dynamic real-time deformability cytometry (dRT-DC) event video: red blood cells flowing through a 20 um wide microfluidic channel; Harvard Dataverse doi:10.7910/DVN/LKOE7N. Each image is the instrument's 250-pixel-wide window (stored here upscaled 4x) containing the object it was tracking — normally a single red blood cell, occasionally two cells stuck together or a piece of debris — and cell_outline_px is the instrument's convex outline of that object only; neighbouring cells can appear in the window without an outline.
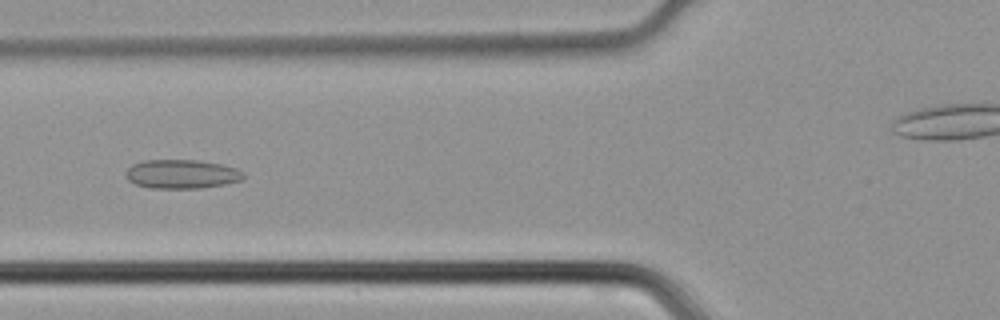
{"species": "common noctule bat (a hibernating species)", "species_latin": "Nyctalus noctula", "temperature_condition": "cold", "stored_images_in_passage": 37, "camera_frame_rate_fps": 3000, "um_per_image_px": 0.085, "animal": {"sex": "male", "body_mass_g": 21.5, "forearm_length_mm": 52.0}, "frame": {"image": 1, "passage_image": 8, "time_ms": 2.333, "image_size_px": [1000, 320], "cell_outline_px": [[244, 180], [224, 184], [200, 188], [152, 188], [136, 184], [128, 180], [124, 176], [128, 168], [132, 164], [144, 160], [196, 160], [220, 164], [236, 168], [244, 172]], "centroid_in_image_um": [15.44, 14.79], "position_along_channel_um": 110.4, "area_um2": 19.88}}
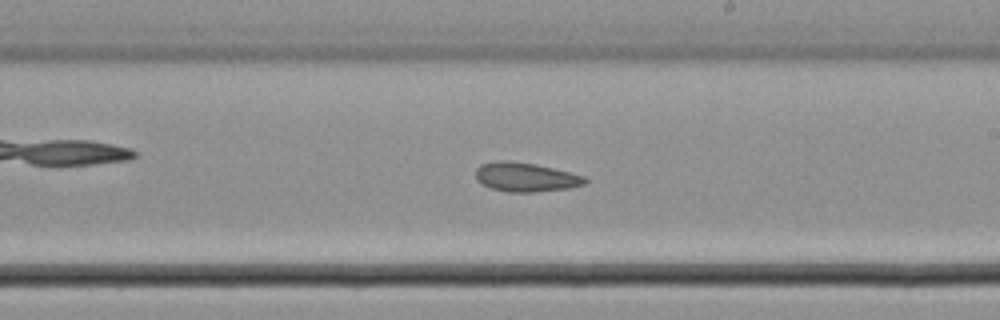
{"frame": {"image": 2, "passage_image": 17, "time_ms": 5.333, "image_size_px": [1000, 320], "cell_outline_px": [[588, 180], [584, 184], [572, 188], [532, 192], [508, 192], [492, 188], [480, 184], [476, 180], [476, 168], [480, 164], [496, 160], [508, 160], [536, 164], [584, 176]], "centroid_in_image_um": [44.64, 15.05], "position_along_channel_um": 244.4, "area_um2": 18.67}}
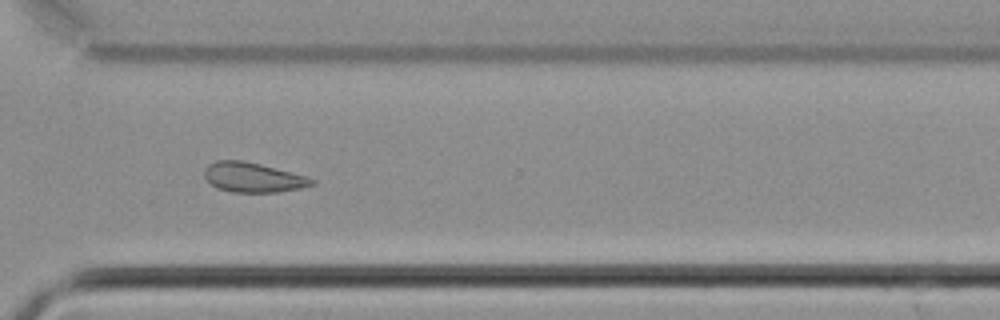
{"frame": {"image": 3, "passage_image": 24, "time_ms": 7.667, "image_size_px": [1000, 320], "cell_outline_px": [[316, 184], [300, 188], [276, 192], [232, 192], [216, 188], [204, 176], [204, 168], [208, 164], [216, 160], [244, 160], [308, 176], [316, 180]], "centroid_in_image_um": [21.51, 15.07], "position_along_channel_um": 349.1, "area_um2": 18.73}}